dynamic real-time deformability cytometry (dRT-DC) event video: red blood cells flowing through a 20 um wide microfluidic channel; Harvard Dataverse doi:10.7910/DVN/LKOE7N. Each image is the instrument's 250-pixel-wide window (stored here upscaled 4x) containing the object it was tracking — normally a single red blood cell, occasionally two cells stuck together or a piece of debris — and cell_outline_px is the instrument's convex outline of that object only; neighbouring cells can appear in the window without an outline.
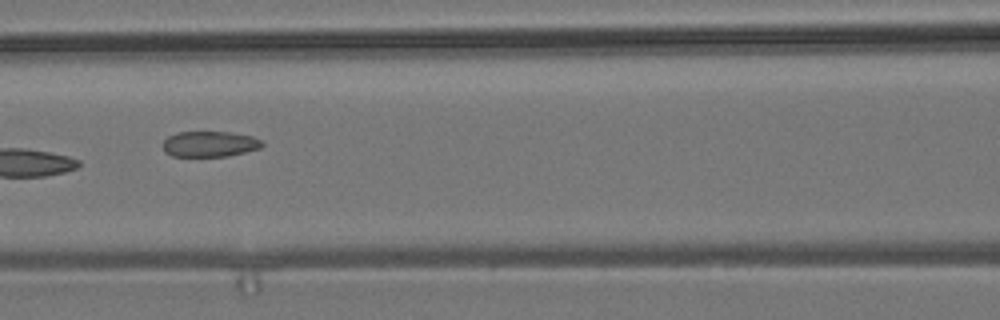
{"species": "common noctule bat (a hibernating species)", "species_latin": "Nyctalus noctula", "temperature_condition": "room temperature", "stored_images_in_passage": 8, "camera_frame_rate_fps": 3000, "um_per_image_px": 0.085, "animal": {"sex": "male", "body_mass_g": 19.2, "forearm_length_mm": 51.8}, "frame": {"image": 1, "passage_image": 7, "time_ms": 7.0, "image_size_px": [1000, 320], "cell_outline_px": [[264, 144], [260, 148], [228, 156], [172, 156], [164, 152], [164, 140], [168, 136], [176, 132], [228, 132], [252, 136], [264, 140]], "centroid_in_image_um": [17.84, 12.24], "position_along_channel_um": 148.8, "area_um2": 14.85}}